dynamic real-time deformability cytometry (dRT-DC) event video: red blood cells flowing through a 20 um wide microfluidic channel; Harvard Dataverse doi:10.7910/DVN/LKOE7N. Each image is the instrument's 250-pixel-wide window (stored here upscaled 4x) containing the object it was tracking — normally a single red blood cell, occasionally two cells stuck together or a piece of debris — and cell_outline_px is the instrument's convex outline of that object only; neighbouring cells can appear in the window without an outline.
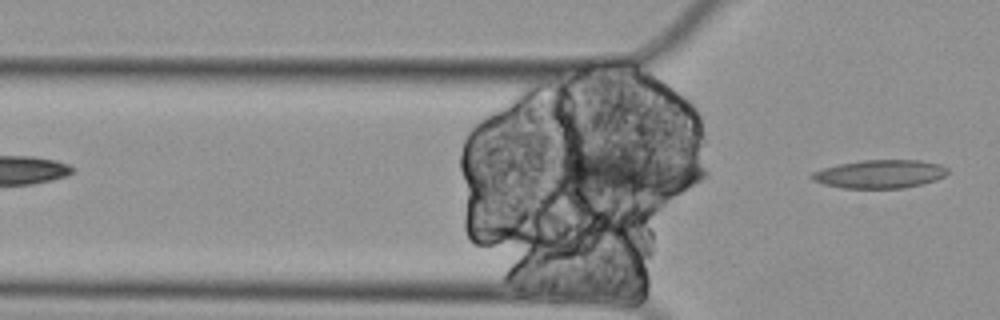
{"species": "Egyptian fruit bat (a non-hibernating species)", "species_latin": "Rousettus aegyptiacus", "temperature_condition": "cold", "stored_images_in_passage": 8, "segment_of_instrument_passage": [2, 2], "camera_frame_rate_fps": 3000, "um_per_image_px": 0.085, "animal": {"sex": "female"}, "frame": {"image": 1, "passage_image": 8, "time_ms": 2.333, "image_size_px": [1000, 320], "cell_outline_px": [[948, 172], [944, 176], [936, 180], [920, 184], [900, 188], [844, 188], [824, 184], [812, 180], [808, 176], [812, 172], [824, 168], [840, 164], [860, 160], [920, 160], [940, 164], [948, 168]], "centroid_in_image_um": [74.78, 14.78], "position_along_channel_um": 51.0, "area_um2": 22.37}}